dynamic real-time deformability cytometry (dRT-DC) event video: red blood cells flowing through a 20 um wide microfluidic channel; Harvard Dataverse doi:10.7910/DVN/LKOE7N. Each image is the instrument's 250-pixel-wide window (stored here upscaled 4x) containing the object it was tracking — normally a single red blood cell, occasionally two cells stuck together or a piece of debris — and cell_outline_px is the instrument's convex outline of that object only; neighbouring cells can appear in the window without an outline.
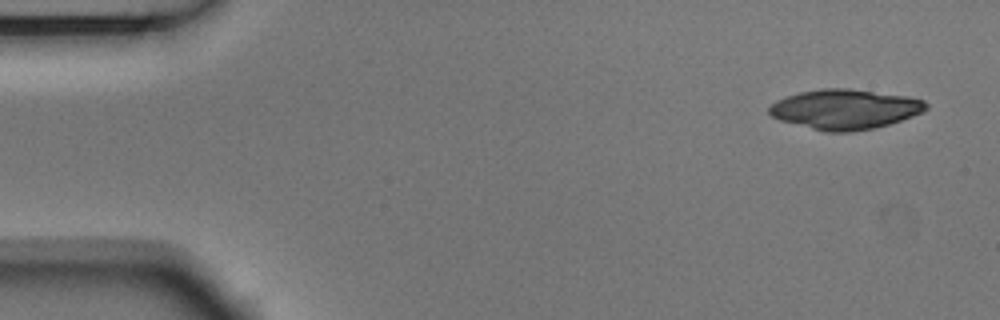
{"species": "Egyptian fruit bat (a non-hibernating species)", "species_latin": "Rousettus aegyptiacus", "temperature_condition": "room temperature", "stored_images_in_passage": 5, "camera_frame_rate_fps": 3000, "um_per_image_px": 0.085, "animal": {"sex": "male"}, "frame": {"image": 1, "passage_image": 1, "time_ms": 0.0, "image_size_px": [1000, 320], "cell_outline_px": [[928, 108], [924, 112], [876, 128], [852, 132], [824, 132], [780, 120], [772, 116], [768, 112], [768, 108], [776, 100], [784, 96], [800, 92], [820, 88], [848, 88], [908, 96], [924, 100], [928, 104]], "centroid_in_image_um": [71.82, 9.28], "position_along_channel_um": 13.2, "area_um2": 36.7}}